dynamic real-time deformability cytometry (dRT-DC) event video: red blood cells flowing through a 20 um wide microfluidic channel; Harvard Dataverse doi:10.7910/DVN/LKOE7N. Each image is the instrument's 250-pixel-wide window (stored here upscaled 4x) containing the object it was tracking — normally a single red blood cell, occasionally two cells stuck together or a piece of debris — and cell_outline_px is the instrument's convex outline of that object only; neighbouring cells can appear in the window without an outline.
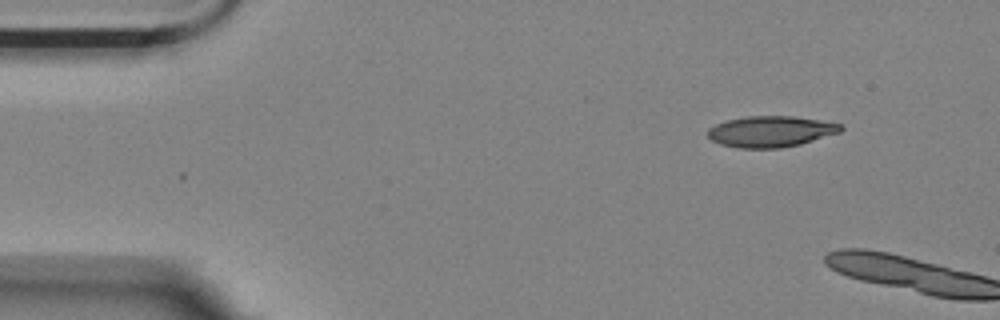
{"species": "Egyptian fruit bat (a non-hibernating species)", "species_latin": "Rousettus aegyptiacus", "temperature_condition": "room temperature", "stored_images_in_passage": 3, "camera_frame_rate_fps": 3000, "um_per_image_px": 0.085, "animal": {"sex": "female"}, "frame": {"image": 1, "passage_image": 1, "time_ms": 0.0, "image_size_px": [1000, 320], "cell_outline_px": [[844, 128], [840, 132], [800, 144], [780, 148], [740, 148], [720, 144], [712, 140], [708, 136], [708, 128], [716, 124], [728, 120], [744, 116], [792, 116], [840, 124]], "centroid_in_image_um": [65.48, 11.18], "position_along_channel_um": 19.5, "area_um2": 23.81}}